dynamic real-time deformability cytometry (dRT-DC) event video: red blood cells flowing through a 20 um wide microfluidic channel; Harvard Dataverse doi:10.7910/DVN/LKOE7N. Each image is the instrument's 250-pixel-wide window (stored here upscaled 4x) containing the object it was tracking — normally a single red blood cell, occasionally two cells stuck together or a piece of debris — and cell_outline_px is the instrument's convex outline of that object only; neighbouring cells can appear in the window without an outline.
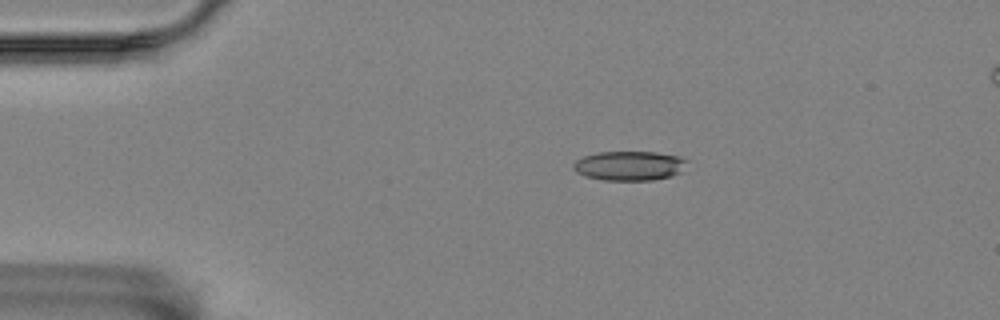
{"species": "Egyptian fruit bat (a non-hibernating species)", "species_latin": "Rousettus aegyptiacus", "temperature_condition": "room temperature", "stored_images_in_passage": 11, "camera_frame_rate_fps": 3000, "um_per_image_px": 0.085, "animal": {"sex": "female"}, "frame": {"image": 1, "passage_image": 3, "time_ms": 3.333, "image_size_px": [1000, 320], "cell_outline_px": [[688, 160], [680, 172], [672, 176], [652, 180], [604, 180], [588, 176], [576, 172], [572, 168], [572, 164], [576, 160], [584, 156], [596, 152], [656, 152], [680, 156]], "centroid_in_image_um": [53.49, 14.08], "position_along_channel_um": 31.5, "area_um2": 19.48}}
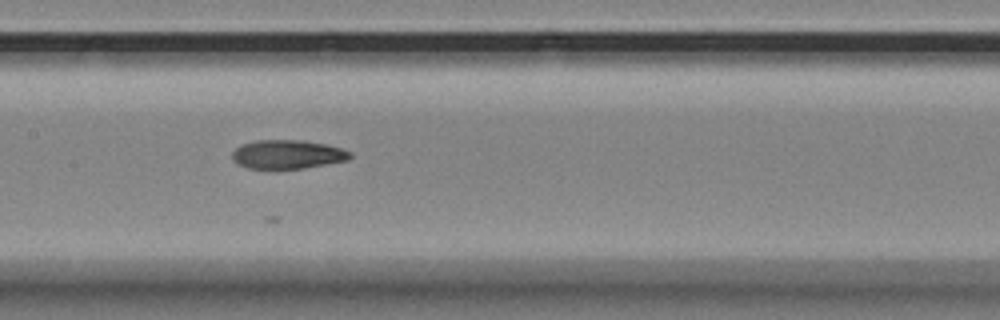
{"frame": {"image": 2, "passage_image": 8, "time_ms": 9.0, "image_size_px": [1000, 320], "cell_outline_px": [[352, 156], [348, 160], [304, 168], [248, 168], [236, 164], [232, 160], [232, 152], [240, 144], [256, 140], [304, 140], [324, 144], [340, 148], [352, 152]], "centroid_in_image_um": [24.41, 13.11], "position_along_channel_um": 183.0, "area_um2": 19.83}}
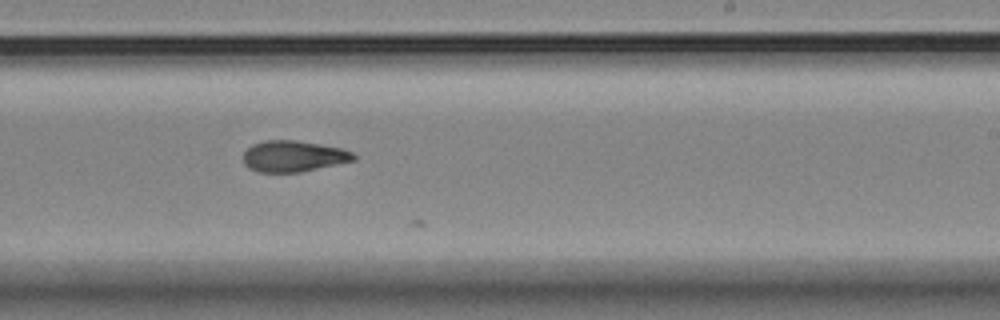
{"frame": {"image": 3, "passage_image": 10, "time_ms": 11.333, "image_size_px": [1000, 320], "cell_outline_px": [[356, 160], [300, 172], [260, 172], [248, 168], [244, 164], [244, 152], [252, 144], [264, 140], [296, 140], [320, 144], [340, 148], [352, 152], [356, 156]], "centroid_in_image_um": [24.93, 13.27], "position_along_channel_um": 264.1, "area_um2": 20.0}}